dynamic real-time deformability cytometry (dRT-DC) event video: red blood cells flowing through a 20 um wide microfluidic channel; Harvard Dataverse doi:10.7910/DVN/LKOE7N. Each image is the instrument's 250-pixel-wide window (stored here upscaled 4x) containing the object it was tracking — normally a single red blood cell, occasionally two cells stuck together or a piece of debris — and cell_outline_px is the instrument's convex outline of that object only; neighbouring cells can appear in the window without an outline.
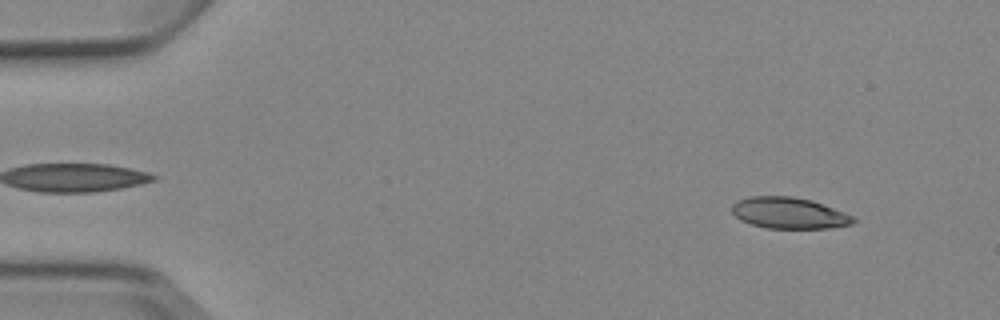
{"species": "Egyptian fruit bat (a non-hibernating species)", "species_latin": "Rousettus aegyptiacus", "temperature_condition": "cold", "stored_images_in_passage": 4, "camera_frame_rate_fps": 3000, "um_per_image_px": 0.085, "animal": {"sex": "female"}, "frame": {"image": 1, "passage_image": 1, "time_ms": 0.0, "image_size_px": [1000, 320], "cell_outline_px": [[856, 220], [852, 224], [828, 228], [768, 228], [752, 224], [740, 220], [732, 212], [732, 204], [740, 200], [752, 196], [792, 196], [812, 200], [856, 216]], "centroid_in_image_um": [67.11, 18.1], "position_along_channel_um": 17.9, "area_um2": 22.08}}
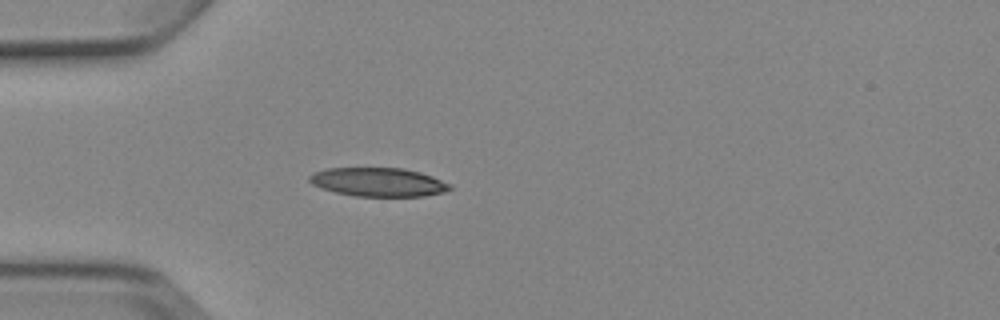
{"frame": {"image": 2, "passage_image": 4, "time_ms": 3.333, "image_size_px": [1000, 320], "cell_outline_px": [[452, 188], [444, 192], [424, 196], [356, 196], [336, 192], [320, 188], [312, 184], [308, 180], [308, 176], [312, 172], [328, 168], [404, 168], [420, 172], [432, 176], [452, 184]], "centroid_in_image_um": [32.15, 15.47], "position_along_channel_um": 52.9, "area_um2": 23.64}}